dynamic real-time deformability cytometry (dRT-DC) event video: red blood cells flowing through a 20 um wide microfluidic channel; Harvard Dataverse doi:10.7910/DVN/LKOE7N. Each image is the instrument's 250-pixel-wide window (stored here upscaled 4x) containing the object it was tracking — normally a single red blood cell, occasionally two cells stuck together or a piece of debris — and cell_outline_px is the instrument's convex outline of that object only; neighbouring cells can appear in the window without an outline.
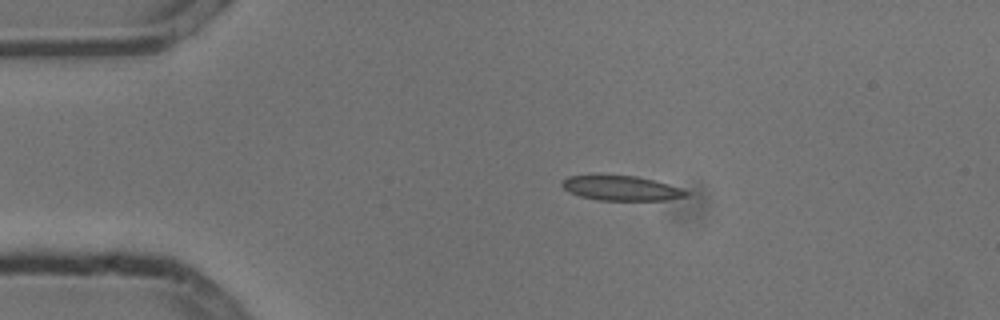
{"species": "common noctule bat (a hibernating species)", "species_latin": "Nyctalus noctula", "temperature_condition": "cold", "stored_images_in_passage": 6, "camera_frame_rate_fps": 3000, "um_per_image_px": 0.085, "animal": {"sex": "male", "body_mass_g": 13.3}, "frame": {"image": 1, "passage_image": 2, "time_ms": 0.333, "image_size_px": [1000, 320], "cell_outline_px": [[688, 196], [668, 200], [596, 200], [580, 196], [568, 192], [560, 184], [568, 176], [636, 176], [668, 184], [680, 188], [688, 192]], "centroid_in_image_um": [52.81, 16.01], "position_along_channel_um": 32.2, "area_um2": 17.63}}
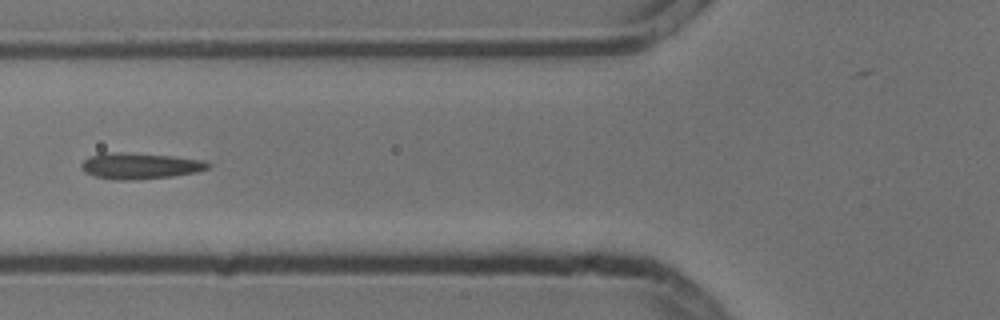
{"frame": {"image": 2, "passage_image": 5, "time_ms": 1.333, "image_size_px": [1000, 320], "cell_outline_px": [[212, 164], [208, 168], [196, 172], [172, 176], [136, 180], [112, 180], [96, 176], [84, 172], [80, 168], [80, 164], [88, 156], [100, 152], [124, 152], [172, 156], [204, 160]], "centroid_in_image_um": [11.84, 14.09], "position_along_channel_um": 114.0, "area_um2": 19.54}}
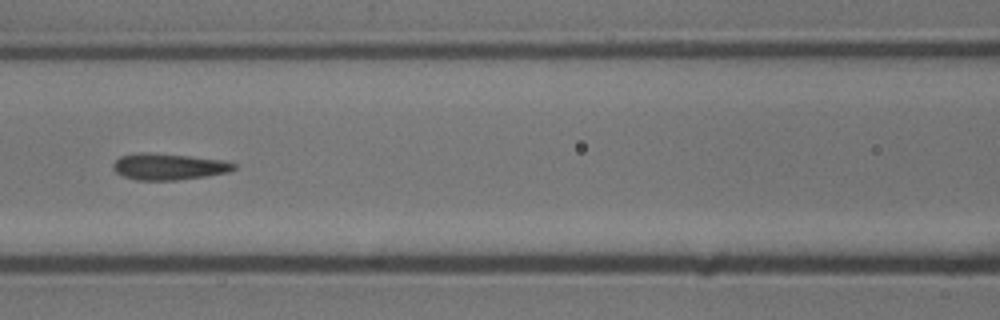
{"frame": {"image": 3, "passage_image": 6, "time_ms": 1.667, "image_size_px": [1000, 320], "cell_outline_px": [[236, 168], [228, 172], [204, 176], [176, 180], [136, 180], [124, 176], [116, 172], [112, 168], [112, 164], [120, 156], [136, 152], [148, 152], [188, 156], [224, 160], [236, 164]], "centroid_in_image_um": [14.3, 14.15], "position_along_channel_um": 152.3, "area_um2": 18.55}}